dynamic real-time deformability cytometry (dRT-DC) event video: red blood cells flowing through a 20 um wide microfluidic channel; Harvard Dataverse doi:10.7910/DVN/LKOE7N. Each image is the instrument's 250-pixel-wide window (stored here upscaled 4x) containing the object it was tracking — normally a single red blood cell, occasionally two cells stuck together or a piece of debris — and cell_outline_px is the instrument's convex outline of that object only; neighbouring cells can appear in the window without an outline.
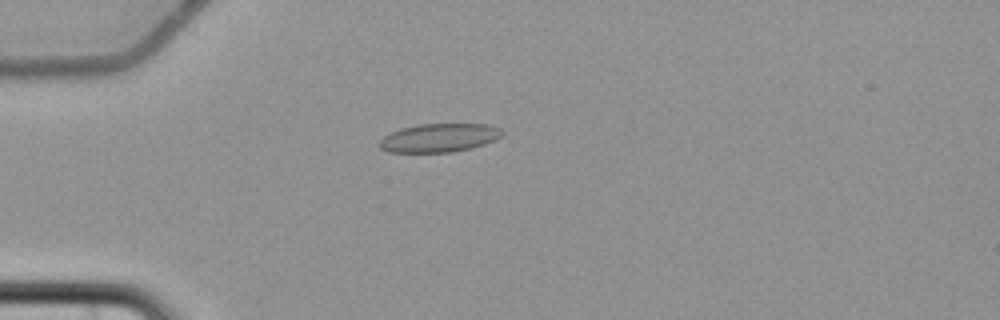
{"species": "common noctule bat (a hibernating species)", "species_latin": "Nyctalus noctula", "temperature_condition": "cold", "stored_images_in_passage": 6, "camera_frame_rate_fps": 3000, "um_per_image_px": 0.085, "animal": {"sex": "female", "body_mass_g": 22.7, "forearm_length_mm": 54.2}, "frame": {"image": 1, "passage_image": 4, "time_ms": 4.667, "image_size_px": [1000, 320], "cell_outline_px": [[504, 132], [496, 140], [472, 148], [452, 152], [388, 152], [380, 148], [380, 140], [384, 136], [400, 128], [416, 124], [488, 124], [500, 128]], "centroid_in_image_um": [37.34, 11.71], "position_along_channel_um": 47.7, "area_um2": 20.46}}
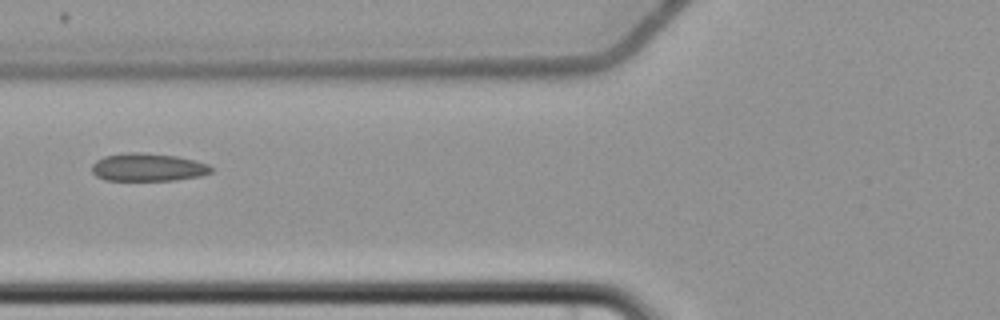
{"frame": {"image": 2, "passage_image": 6, "time_ms": 7.0, "image_size_px": [1000, 320], "cell_outline_px": [[212, 172], [200, 176], [176, 180], [104, 180], [96, 176], [92, 172], [92, 164], [96, 160], [104, 156], [128, 152], [140, 152], [176, 156], [196, 160], [208, 164], [212, 168]], "centroid_in_image_um": [12.57, 14.21], "position_along_channel_um": 113.2, "area_um2": 19.48}}